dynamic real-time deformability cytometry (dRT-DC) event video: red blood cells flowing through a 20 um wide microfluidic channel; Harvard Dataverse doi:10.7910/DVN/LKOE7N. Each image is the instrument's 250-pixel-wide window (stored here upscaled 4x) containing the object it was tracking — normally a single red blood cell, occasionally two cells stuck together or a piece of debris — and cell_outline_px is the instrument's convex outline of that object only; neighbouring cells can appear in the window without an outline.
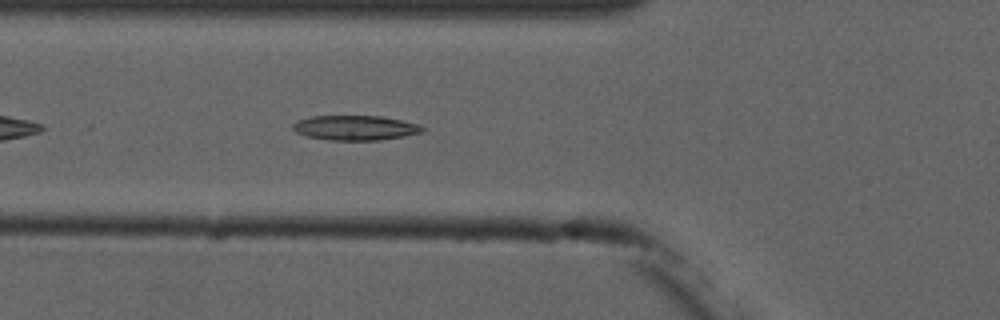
{"species": "common noctule bat (a hibernating species)", "species_latin": "Nyctalus noctula", "temperature_condition": "cold", "stored_images_in_passage": 7, "camera_frame_rate_fps": 3000, "um_per_image_px": 0.085, "animal": {"sex": "male", "forearm_length_mm": 52.5}, "frame": {"image": 1, "passage_image": 7, "time_ms": 7.0, "image_size_px": [1000, 320], "cell_outline_px": [[424, 132], [404, 136], [380, 140], [328, 140], [308, 136], [296, 132], [292, 128], [292, 124], [296, 120], [312, 116], [380, 116], [400, 120], [416, 124], [424, 128]], "centroid_in_image_um": [30.16, 10.86], "position_along_channel_um": 95.6, "area_um2": 18.61}}